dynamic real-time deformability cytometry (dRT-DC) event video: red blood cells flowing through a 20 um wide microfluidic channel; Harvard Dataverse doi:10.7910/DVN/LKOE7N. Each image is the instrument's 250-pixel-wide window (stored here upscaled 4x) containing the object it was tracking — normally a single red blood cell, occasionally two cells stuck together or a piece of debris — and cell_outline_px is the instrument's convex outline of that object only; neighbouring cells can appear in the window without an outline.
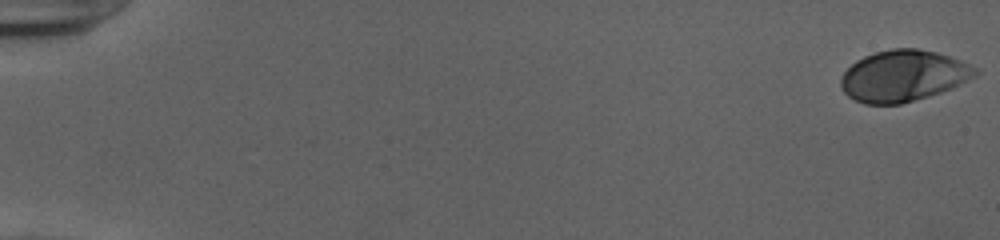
{"species": "human", "species_latin": "Homo sapiens", "temperature_condition": "cold", "stored_images_in_passage": 54, "camera_frame_rate_fps": 3000, "um_per_image_px": 0.085, "donor": {"sex": "female"}, "frame": {"image": 1, "passage_image": 1, "time_ms": 0.0, "image_size_px": [1000, 240], "cell_outline_px": [[980, 72], [976, 76], [952, 88], [928, 96], [900, 104], [864, 104], [848, 96], [844, 92], [840, 84], [840, 80], [844, 72], [856, 60], [864, 56], [876, 52], [892, 48], [916, 48], [936, 52], [960, 60], [976, 68]], "centroid_in_image_um": [76.77, 6.44], "position_along_channel_um": 8.2, "area_um2": 40.0}}
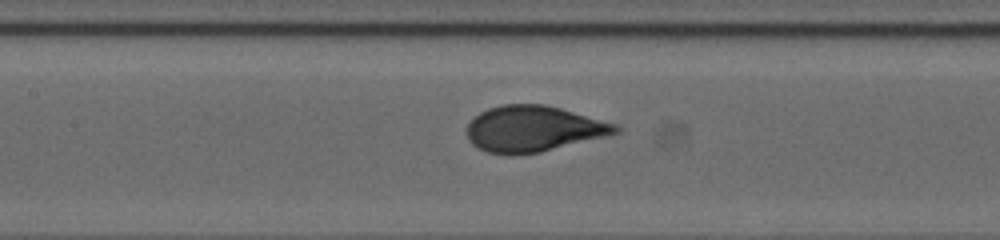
{"frame": {"image": 2, "passage_image": 27, "time_ms": 8.667, "image_size_px": [1000, 240], "cell_outline_px": [[620, 132], [540, 152], [512, 156], [508, 156], [488, 152], [472, 144], [468, 140], [468, 124], [480, 112], [488, 108], [504, 104], [544, 104], [560, 108], [616, 124], [620, 128]], "centroid_in_image_um": [45.31, 10.95], "position_along_channel_um": 162.1, "area_um2": 39.48}}
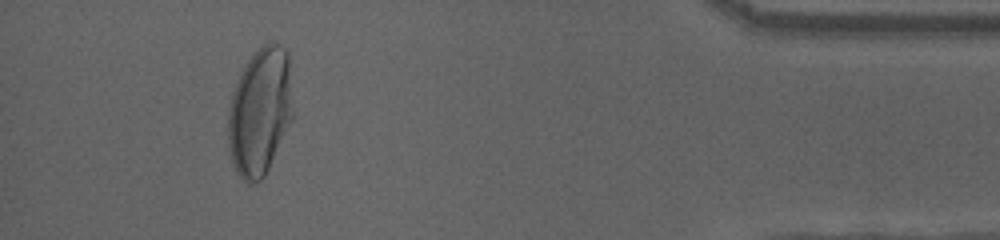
{"frame": {"image": 3, "passage_image": 50, "time_ms": 16.333, "image_size_px": [1000, 240], "cell_outline_px": [[296, 116], [264, 176], [256, 184], [248, 184], [236, 172], [232, 164], [228, 144], [228, 112], [232, 92], [248, 60], [268, 40], [272, 40], [280, 44], [288, 52]], "centroid_in_image_um": [22.15, 9.49], "position_along_channel_um": 413.0, "area_um2": 49.36}, "authors_computed_cell_mechanics": {"area_um2": 39.9976, "velocity_mm_per_s": 3.9138, "shape_relaxation_time_tau1_ms": 4.2015, "shape_relaxation_time_tau2_ms": null, "deformation_change_tau1": 0.2176, "deformation_change_tau2": null}}